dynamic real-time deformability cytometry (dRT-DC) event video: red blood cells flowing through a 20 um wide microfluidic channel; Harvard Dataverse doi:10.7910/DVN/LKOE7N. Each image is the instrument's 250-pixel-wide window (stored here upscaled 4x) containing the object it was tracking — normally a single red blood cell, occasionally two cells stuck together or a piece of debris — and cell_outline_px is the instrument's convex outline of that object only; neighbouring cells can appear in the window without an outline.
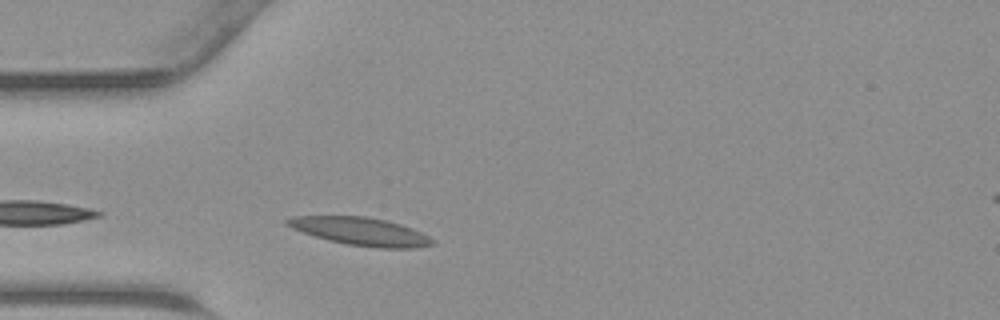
{"species": "common noctule bat (a hibernating species)", "species_latin": "Nyctalus noctula", "temperature_condition": "warm", "stored_images_in_passage": 26, "camera_frame_rate_fps": 3000, "um_per_image_px": 0.085, "animal": {"sex": "male", "body_mass_g": 23.1, "forearm_length_mm": 52.7}, "frame": {"image": 1, "passage_image": 2, "time_ms": 0.333, "image_size_px": [1000, 320], "cell_outline_px": [[436, 244], [416, 248], [376, 248], [348, 244], [328, 240], [292, 228], [284, 224], [284, 220], [292, 216], [364, 216], [384, 220], [400, 224], [412, 228], [436, 240]], "centroid_in_image_um": [30.67, 19.67], "position_along_channel_um": 54.3, "area_um2": 23.58}}
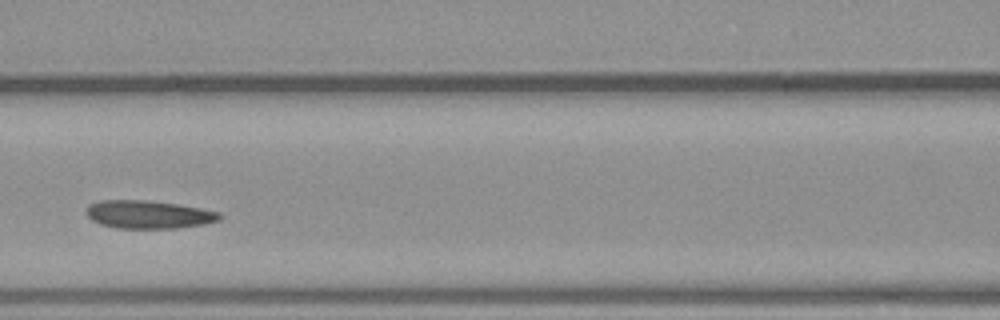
{"frame": {"image": 2, "passage_image": 9, "time_ms": 2.667, "image_size_px": [1000, 320], "cell_outline_px": [[224, 216], [220, 220], [204, 224], [176, 228], [116, 228], [100, 224], [92, 220], [88, 216], [88, 204], [100, 200], [148, 200], [176, 204], [200, 208], [220, 212]], "centroid_in_image_um": [12.65, 18.23], "position_along_channel_um": 153.9, "area_um2": 21.79}}
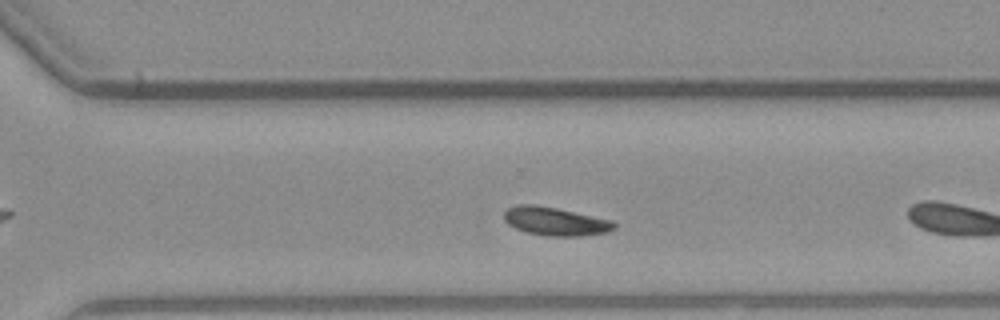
{"frame": {"image": 3, "passage_image": 18, "time_ms": 5.667, "image_size_px": [1000, 320], "cell_outline_px": [[616, 228], [608, 232], [580, 236], [548, 236], [524, 232], [508, 224], [504, 220], [504, 212], [508, 208], [516, 204], [536, 204], [556, 208], [612, 220], [616, 224]], "centroid_in_image_um": [47.18, 18.81], "position_along_channel_um": 323.4, "area_um2": 18.32}}